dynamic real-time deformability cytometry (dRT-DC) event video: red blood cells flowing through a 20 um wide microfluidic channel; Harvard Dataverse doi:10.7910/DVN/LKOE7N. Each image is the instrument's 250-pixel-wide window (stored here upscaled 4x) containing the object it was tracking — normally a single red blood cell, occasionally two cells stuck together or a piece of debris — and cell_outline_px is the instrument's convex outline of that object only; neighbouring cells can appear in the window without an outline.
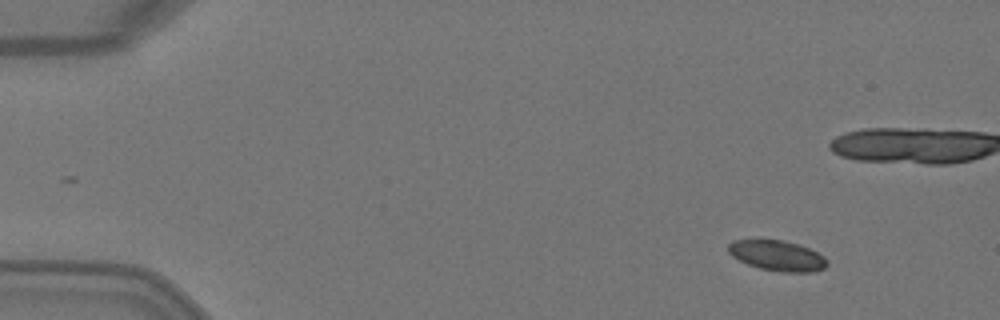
{"species": "Egyptian fruit bat (a non-hibernating species)", "species_latin": "Rousettus aegyptiacus", "temperature_condition": "warm", "stored_images_in_passage": 6, "camera_frame_rate_fps": 3000, "um_per_image_px": 0.085, "animal": {"sex": "female"}, "frame": {"image": 1, "passage_image": 1, "time_ms": 0.0, "image_size_px": [1000, 320], "cell_outline_px": [[828, 264], [824, 268], [812, 272], [784, 272], [760, 268], [748, 264], [732, 256], [728, 252], [728, 244], [732, 240], [760, 236], [780, 240], [796, 244], [808, 248], [824, 256], [828, 260]], "centroid_in_image_um": [66.0, 21.68], "position_along_channel_um": 19.0, "area_um2": 17.98}}
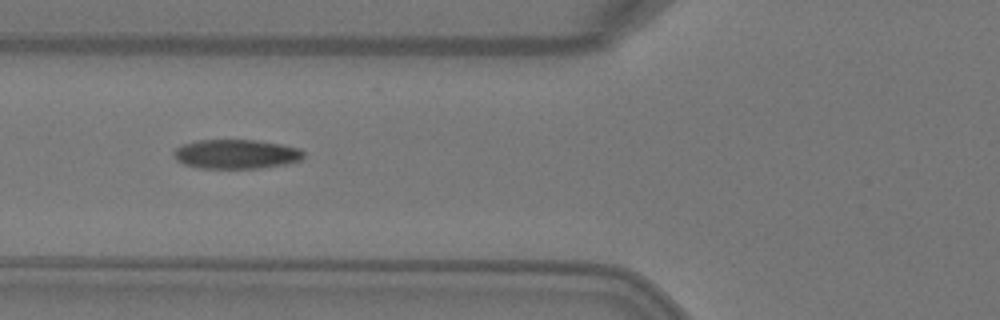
{"frame": {"image": 2, "passage_image": 6, "time_ms": 1.667, "image_size_px": [1000, 320], "cell_outline_px": [[304, 156], [300, 160], [284, 164], [260, 168], [200, 168], [184, 164], [176, 160], [172, 156], [172, 152], [176, 148], [184, 144], [200, 140], [256, 140], [280, 144], [300, 148], [304, 152]], "centroid_in_image_um": [20.05, 13.1], "position_along_channel_um": 105.7, "area_um2": 22.14}}